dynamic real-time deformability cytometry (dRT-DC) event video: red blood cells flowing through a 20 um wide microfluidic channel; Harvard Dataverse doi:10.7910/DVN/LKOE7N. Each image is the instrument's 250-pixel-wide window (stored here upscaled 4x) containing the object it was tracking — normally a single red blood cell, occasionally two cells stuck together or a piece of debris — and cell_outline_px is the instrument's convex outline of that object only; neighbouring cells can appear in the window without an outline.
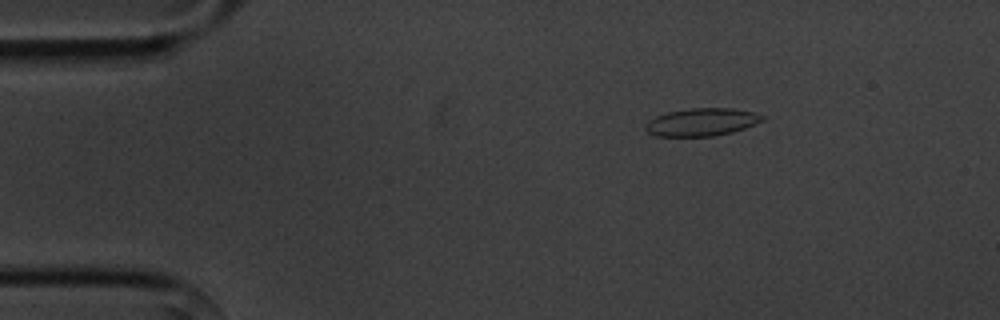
{"species": "common noctule bat (a hibernating species)", "species_latin": "Nyctalus noctula", "temperature_condition": "cold", "stored_images_in_passage": 3, "segment_of_instrument_passage": [1, 2], "camera_frame_rate_fps": 3000, "um_per_image_px": 0.085, "animal": {"sex": "male", "body_mass_g": 20.1, "forearm_length_mm": 53.5}, "frame": {"image": 1, "passage_image": 1, "time_ms": 0.0, "image_size_px": [1000, 320], "cell_outline_px": [[764, 120], [756, 124], [732, 132], [716, 136], [656, 136], [648, 132], [644, 128], [644, 124], [648, 120], [656, 116], [668, 112], [692, 108], [732, 108], [756, 112], [764, 116]], "centroid_in_image_um": [59.65, 10.37], "position_along_channel_um": 25.3, "area_um2": 19.02}}